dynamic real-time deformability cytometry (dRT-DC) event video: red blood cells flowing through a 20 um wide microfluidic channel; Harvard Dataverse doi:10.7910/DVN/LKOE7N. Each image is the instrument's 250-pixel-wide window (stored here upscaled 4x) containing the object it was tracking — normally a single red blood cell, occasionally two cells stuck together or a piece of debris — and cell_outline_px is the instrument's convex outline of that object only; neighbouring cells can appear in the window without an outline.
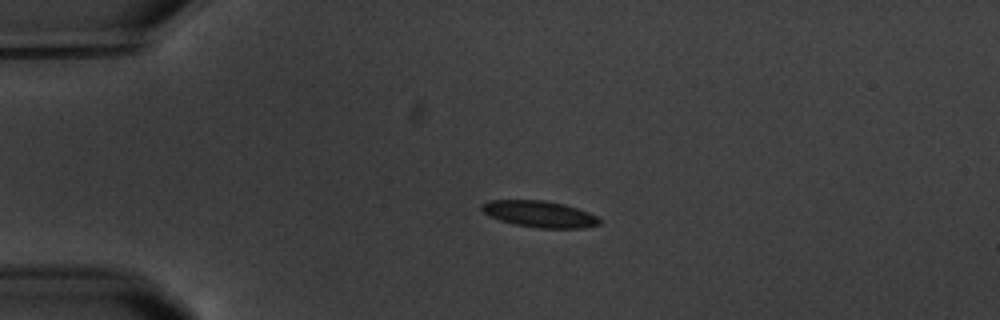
{"species": "common noctule bat (a hibernating species)", "species_latin": "Nyctalus noctula", "temperature_condition": "warm", "stored_images_in_passage": 6, "camera_frame_rate_fps": 3000, "um_per_image_px": 0.085, "animal": {"sex": "male", "body_mass_g": 20.1, "forearm_length_mm": 53.5}, "frame": {"image": 1, "passage_image": 4, "time_ms": 4.667, "image_size_px": [1000, 320], "cell_outline_px": [[600, 224], [584, 228], [540, 228], [512, 224], [488, 216], [480, 208], [480, 204], [488, 200], [544, 200], [564, 204], [588, 212], [596, 216], [600, 220]], "centroid_in_image_um": [45.81, 18.19], "position_along_channel_um": 39.2, "area_um2": 18.21}}
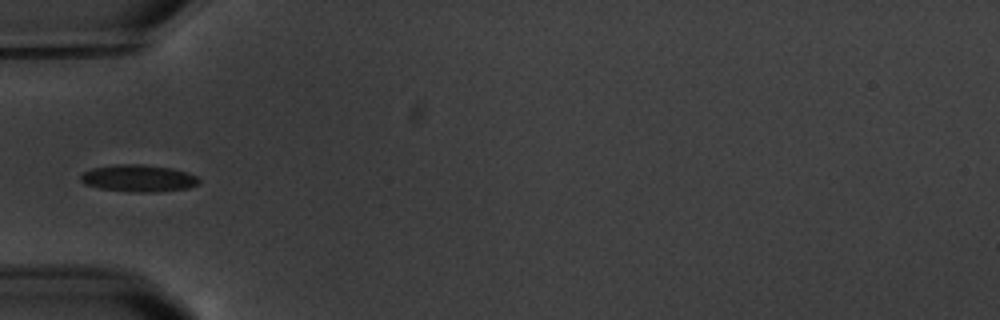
{"frame": {"image": 2, "passage_image": 6, "time_ms": 6.667, "image_size_px": [1000, 320], "cell_outline_px": [[200, 180], [196, 184], [188, 188], [156, 192], [132, 192], [100, 188], [84, 184], [80, 180], [80, 176], [84, 172], [92, 168], [116, 164], [144, 164], [172, 168], [188, 172], [196, 176]], "centroid_in_image_um": [11.76, 15.14], "position_along_channel_um": 73.2, "area_um2": 18.67}}